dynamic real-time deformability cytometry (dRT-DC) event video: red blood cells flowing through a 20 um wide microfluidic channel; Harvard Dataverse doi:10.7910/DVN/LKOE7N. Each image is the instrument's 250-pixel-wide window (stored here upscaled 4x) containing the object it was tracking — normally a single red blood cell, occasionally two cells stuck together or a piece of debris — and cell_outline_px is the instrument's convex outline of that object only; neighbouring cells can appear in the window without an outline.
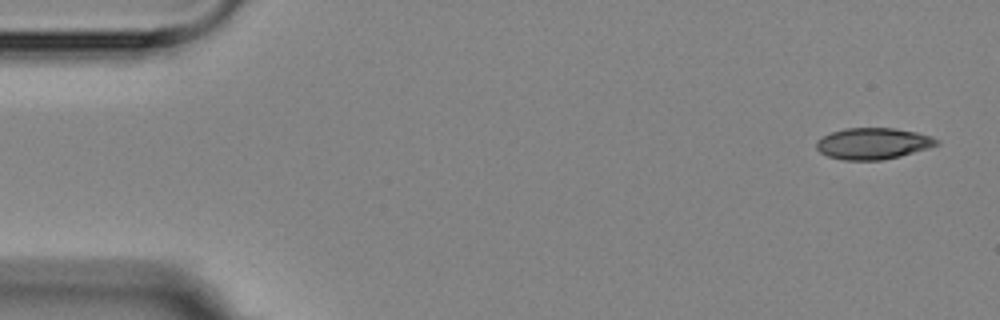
{"species": "Egyptian fruit bat (a non-hibernating species)", "species_latin": "Rousettus aegyptiacus", "temperature_condition": "room temperature", "stored_images_in_passage": 4, "camera_frame_rate_fps": 3000, "um_per_image_px": 0.085, "animal": {"sex": "female"}, "frame": {"image": 1, "passage_image": 1, "time_ms": 0.0, "image_size_px": [1000, 320], "cell_outline_px": [[940, 144], [928, 148], [900, 156], [884, 160], [844, 160], [828, 156], [820, 152], [816, 148], [816, 140], [832, 132], [844, 128], [892, 128], [916, 132], [932, 136], [940, 140]], "centroid_in_image_um": [74.22, 12.2], "position_along_channel_um": 10.8, "area_um2": 22.02}}